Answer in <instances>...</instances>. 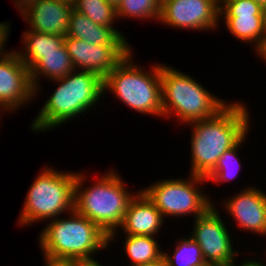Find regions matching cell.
Segmentation results:
<instances>
[{"mask_svg":"<svg viewBox=\"0 0 266 266\" xmlns=\"http://www.w3.org/2000/svg\"><path fill=\"white\" fill-rule=\"evenodd\" d=\"M254 1L260 2L262 5L266 2V0H254Z\"/></svg>","mask_w":266,"mask_h":266,"instance_id":"836d02e7","label":"cell"},{"mask_svg":"<svg viewBox=\"0 0 266 266\" xmlns=\"http://www.w3.org/2000/svg\"><path fill=\"white\" fill-rule=\"evenodd\" d=\"M64 1L73 3L75 0H64Z\"/></svg>","mask_w":266,"mask_h":266,"instance_id":"e575fe53","label":"cell"},{"mask_svg":"<svg viewBox=\"0 0 266 266\" xmlns=\"http://www.w3.org/2000/svg\"><path fill=\"white\" fill-rule=\"evenodd\" d=\"M137 266H167L166 261L164 259V257H162L161 259L152 262V263H145V264H140Z\"/></svg>","mask_w":266,"mask_h":266,"instance_id":"f546056e","label":"cell"},{"mask_svg":"<svg viewBox=\"0 0 266 266\" xmlns=\"http://www.w3.org/2000/svg\"><path fill=\"white\" fill-rule=\"evenodd\" d=\"M38 0H13L12 2L14 3V8L20 13L23 11L27 6L30 4L36 2Z\"/></svg>","mask_w":266,"mask_h":266,"instance_id":"f1b7e54d","label":"cell"},{"mask_svg":"<svg viewBox=\"0 0 266 266\" xmlns=\"http://www.w3.org/2000/svg\"><path fill=\"white\" fill-rule=\"evenodd\" d=\"M41 169L30 184L19 211L16 223L20 227L46 222L74 210L77 171H61L48 164Z\"/></svg>","mask_w":266,"mask_h":266,"instance_id":"52a82bcc","label":"cell"},{"mask_svg":"<svg viewBox=\"0 0 266 266\" xmlns=\"http://www.w3.org/2000/svg\"><path fill=\"white\" fill-rule=\"evenodd\" d=\"M44 266H73V261L71 260H62V259H53L42 255Z\"/></svg>","mask_w":266,"mask_h":266,"instance_id":"484cf974","label":"cell"},{"mask_svg":"<svg viewBox=\"0 0 266 266\" xmlns=\"http://www.w3.org/2000/svg\"><path fill=\"white\" fill-rule=\"evenodd\" d=\"M251 257H248V259H244V261L240 260L241 263L239 262V264L237 263L238 262V258L237 260H235L230 266H266V260H264L265 262L262 261V259H249ZM262 261V262H261ZM237 263V264H236Z\"/></svg>","mask_w":266,"mask_h":266,"instance_id":"4316f807","label":"cell"},{"mask_svg":"<svg viewBox=\"0 0 266 266\" xmlns=\"http://www.w3.org/2000/svg\"><path fill=\"white\" fill-rule=\"evenodd\" d=\"M238 193L218 202L223 211L236 222L238 230L266 237V193L260 188L245 185ZM246 230V231H244Z\"/></svg>","mask_w":266,"mask_h":266,"instance_id":"5bb4252c","label":"cell"},{"mask_svg":"<svg viewBox=\"0 0 266 266\" xmlns=\"http://www.w3.org/2000/svg\"><path fill=\"white\" fill-rule=\"evenodd\" d=\"M73 9L90 18L94 23L112 27L120 36H125L118 28H114L117 21L116 9L106 0H75Z\"/></svg>","mask_w":266,"mask_h":266,"instance_id":"603a6c76","label":"cell"},{"mask_svg":"<svg viewBox=\"0 0 266 266\" xmlns=\"http://www.w3.org/2000/svg\"><path fill=\"white\" fill-rule=\"evenodd\" d=\"M75 70L90 71L103 79L133 50L130 44L92 45L75 37H64Z\"/></svg>","mask_w":266,"mask_h":266,"instance_id":"7c38bea8","label":"cell"},{"mask_svg":"<svg viewBox=\"0 0 266 266\" xmlns=\"http://www.w3.org/2000/svg\"><path fill=\"white\" fill-rule=\"evenodd\" d=\"M73 266H105L104 264L100 263L98 258H89V259H81L73 261Z\"/></svg>","mask_w":266,"mask_h":266,"instance_id":"83f0119b","label":"cell"},{"mask_svg":"<svg viewBox=\"0 0 266 266\" xmlns=\"http://www.w3.org/2000/svg\"><path fill=\"white\" fill-rule=\"evenodd\" d=\"M73 3L64 0H38L19 14L28 29L45 34L66 36Z\"/></svg>","mask_w":266,"mask_h":266,"instance_id":"2e32d148","label":"cell"},{"mask_svg":"<svg viewBox=\"0 0 266 266\" xmlns=\"http://www.w3.org/2000/svg\"><path fill=\"white\" fill-rule=\"evenodd\" d=\"M219 23H223L225 30L241 44L245 43L254 48L256 55L266 42V20L260 2L220 0Z\"/></svg>","mask_w":266,"mask_h":266,"instance_id":"30bf717a","label":"cell"},{"mask_svg":"<svg viewBox=\"0 0 266 266\" xmlns=\"http://www.w3.org/2000/svg\"><path fill=\"white\" fill-rule=\"evenodd\" d=\"M173 253L163 250V257L167 266H209L202 254V250L197 242L189 235L178 237L175 240Z\"/></svg>","mask_w":266,"mask_h":266,"instance_id":"44dd1931","label":"cell"},{"mask_svg":"<svg viewBox=\"0 0 266 266\" xmlns=\"http://www.w3.org/2000/svg\"><path fill=\"white\" fill-rule=\"evenodd\" d=\"M73 71H75V67L64 42L58 47V51L42 54V58L29 70L35 97L37 98L40 91L44 90L40 89L43 78L52 81L65 77Z\"/></svg>","mask_w":266,"mask_h":266,"instance_id":"ac0fdd59","label":"cell"},{"mask_svg":"<svg viewBox=\"0 0 266 266\" xmlns=\"http://www.w3.org/2000/svg\"><path fill=\"white\" fill-rule=\"evenodd\" d=\"M66 36L84 40L92 45L130 44L126 36H120L112 27L96 24L74 9L69 18Z\"/></svg>","mask_w":266,"mask_h":266,"instance_id":"e0dca14e","label":"cell"},{"mask_svg":"<svg viewBox=\"0 0 266 266\" xmlns=\"http://www.w3.org/2000/svg\"><path fill=\"white\" fill-rule=\"evenodd\" d=\"M11 24L10 22H0V58L1 57H6L8 55H10L11 53L14 52V49L8 50L6 47H8L9 45H7L6 43L10 40H8L9 35L11 33ZM10 29V30H9ZM7 45V46H6Z\"/></svg>","mask_w":266,"mask_h":266,"instance_id":"d4e9b609","label":"cell"},{"mask_svg":"<svg viewBox=\"0 0 266 266\" xmlns=\"http://www.w3.org/2000/svg\"><path fill=\"white\" fill-rule=\"evenodd\" d=\"M178 178L153 180L151 185L140 190L156 206L164 220L190 215L195 219L205 214L214 205L210 192L204 191L203 186L207 184L205 177L188 174L187 178Z\"/></svg>","mask_w":266,"mask_h":266,"instance_id":"ba28073f","label":"cell"},{"mask_svg":"<svg viewBox=\"0 0 266 266\" xmlns=\"http://www.w3.org/2000/svg\"><path fill=\"white\" fill-rule=\"evenodd\" d=\"M37 241L41 255L71 261L94 258L110 247L109 235L75 210L45 223Z\"/></svg>","mask_w":266,"mask_h":266,"instance_id":"277c9868","label":"cell"},{"mask_svg":"<svg viewBox=\"0 0 266 266\" xmlns=\"http://www.w3.org/2000/svg\"><path fill=\"white\" fill-rule=\"evenodd\" d=\"M258 59L262 60V62L266 63V42L263 46V48L257 53Z\"/></svg>","mask_w":266,"mask_h":266,"instance_id":"4dcf8cb0","label":"cell"},{"mask_svg":"<svg viewBox=\"0 0 266 266\" xmlns=\"http://www.w3.org/2000/svg\"><path fill=\"white\" fill-rule=\"evenodd\" d=\"M243 102L231 100L213 117L187 124L191 127L190 174L206 177L226 151L249 135L253 120Z\"/></svg>","mask_w":266,"mask_h":266,"instance_id":"6da1fadb","label":"cell"},{"mask_svg":"<svg viewBox=\"0 0 266 266\" xmlns=\"http://www.w3.org/2000/svg\"><path fill=\"white\" fill-rule=\"evenodd\" d=\"M219 17L220 0H165L158 22L182 31L217 32Z\"/></svg>","mask_w":266,"mask_h":266,"instance_id":"8fae6325","label":"cell"},{"mask_svg":"<svg viewBox=\"0 0 266 266\" xmlns=\"http://www.w3.org/2000/svg\"><path fill=\"white\" fill-rule=\"evenodd\" d=\"M133 50L103 79L104 95L109 92L128 108L141 115L161 117V62L148 70L136 63ZM153 64V65H152ZM140 65V66H139Z\"/></svg>","mask_w":266,"mask_h":266,"instance_id":"8992f818","label":"cell"},{"mask_svg":"<svg viewBox=\"0 0 266 266\" xmlns=\"http://www.w3.org/2000/svg\"><path fill=\"white\" fill-rule=\"evenodd\" d=\"M108 3H110L115 9L120 4L121 0H106Z\"/></svg>","mask_w":266,"mask_h":266,"instance_id":"1f68e13d","label":"cell"},{"mask_svg":"<svg viewBox=\"0 0 266 266\" xmlns=\"http://www.w3.org/2000/svg\"><path fill=\"white\" fill-rule=\"evenodd\" d=\"M164 221L166 220H164L160 211L139 189L129 201L120 227L109 236V245L114 244L115 239L116 241L120 239L119 235L121 233L123 235L160 237L158 234L161 233L162 235L161 229L163 230L166 223Z\"/></svg>","mask_w":266,"mask_h":266,"instance_id":"9a60e30c","label":"cell"},{"mask_svg":"<svg viewBox=\"0 0 266 266\" xmlns=\"http://www.w3.org/2000/svg\"><path fill=\"white\" fill-rule=\"evenodd\" d=\"M35 99L30 72L17 52L0 58V113H15ZM31 101V102H30ZM27 104V105H26Z\"/></svg>","mask_w":266,"mask_h":266,"instance_id":"4fadbf2b","label":"cell"},{"mask_svg":"<svg viewBox=\"0 0 266 266\" xmlns=\"http://www.w3.org/2000/svg\"><path fill=\"white\" fill-rule=\"evenodd\" d=\"M247 137L245 136L236 146L226 151L218 160L215 168L205 177L207 182L213 184L216 183L218 186L222 183L231 182L236 177H239V172L242 169V162L239 157L238 150L241 151L242 145L246 142Z\"/></svg>","mask_w":266,"mask_h":266,"instance_id":"7402d4cb","label":"cell"},{"mask_svg":"<svg viewBox=\"0 0 266 266\" xmlns=\"http://www.w3.org/2000/svg\"><path fill=\"white\" fill-rule=\"evenodd\" d=\"M161 0H121L116 8L117 20L138 19L143 21H159ZM155 19V20H154Z\"/></svg>","mask_w":266,"mask_h":266,"instance_id":"cb8c5ba5","label":"cell"},{"mask_svg":"<svg viewBox=\"0 0 266 266\" xmlns=\"http://www.w3.org/2000/svg\"><path fill=\"white\" fill-rule=\"evenodd\" d=\"M2 115H4L3 113H0V121L2 120L3 117H1ZM1 123V122H0Z\"/></svg>","mask_w":266,"mask_h":266,"instance_id":"d590c367","label":"cell"},{"mask_svg":"<svg viewBox=\"0 0 266 266\" xmlns=\"http://www.w3.org/2000/svg\"><path fill=\"white\" fill-rule=\"evenodd\" d=\"M50 82L57 87L29 125L30 131L35 134L61 128L62 124L64 126L82 114L85 117L105 99L103 78L94 72L75 70Z\"/></svg>","mask_w":266,"mask_h":266,"instance_id":"7a4b0ae2","label":"cell"},{"mask_svg":"<svg viewBox=\"0 0 266 266\" xmlns=\"http://www.w3.org/2000/svg\"><path fill=\"white\" fill-rule=\"evenodd\" d=\"M106 171L100 174L101 177L97 175L98 179L96 177L92 180L94 183L91 182L89 186L86 185L90 176L87 171L77 172L74 185V210L90 219L110 236L120 227L129 201L139 190L135 192L133 190L132 193L124 177L117 173L116 169L110 168Z\"/></svg>","mask_w":266,"mask_h":266,"instance_id":"3957f363","label":"cell"},{"mask_svg":"<svg viewBox=\"0 0 266 266\" xmlns=\"http://www.w3.org/2000/svg\"><path fill=\"white\" fill-rule=\"evenodd\" d=\"M216 206L214 200V205L205 214L192 220V231L188 235L199 244L209 266H230L241 253L233 245L231 228L223 221L225 217Z\"/></svg>","mask_w":266,"mask_h":266,"instance_id":"9c48e42d","label":"cell"},{"mask_svg":"<svg viewBox=\"0 0 266 266\" xmlns=\"http://www.w3.org/2000/svg\"><path fill=\"white\" fill-rule=\"evenodd\" d=\"M122 247L128 266L155 262L163 257V247L155 236L124 235Z\"/></svg>","mask_w":266,"mask_h":266,"instance_id":"ffe728a7","label":"cell"},{"mask_svg":"<svg viewBox=\"0 0 266 266\" xmlns=\"http://www.w3.org/2000/svg\"><path fill=\"white\" fill-rule=\"evenodd\" d=\"M263 14H264L265 20H266V2L263 4Z\"/></svg>","mask_w":266,"mask_h":266,"instance_id":"d6a6232c","label":"cell"},{"mask_svg":"<svg viewBox=\"0 0 266 266\" xmlns=\"http://www.w3.org/2000/svg\"><path fill=\"white\" fill-rule=\"evenodd\" d=\"M64 37L27 29L22 32L23 48H17L15 51L30 70L42 58V54L58 51V47L64 42Z\"/></svg>","mask_w":266,"mask_h":266,"instance_id":"d6986e66","label":"cell"},{"mask_svg":"<svg viewBox=\"0 0 266 266\" xmlns=\"http://www.w3.org/2000/svg\"><path fill=\"white\" fill-rule=\"evenodd\" d=\"M161 93L163 120L176 118V123L186 126L213 117L230 102L191 75L165 63H161Z\"/></svg>","mask_w":266,"mask_h":266,"instance_id":"5b68a950","label":"cell"}]
</instances>
